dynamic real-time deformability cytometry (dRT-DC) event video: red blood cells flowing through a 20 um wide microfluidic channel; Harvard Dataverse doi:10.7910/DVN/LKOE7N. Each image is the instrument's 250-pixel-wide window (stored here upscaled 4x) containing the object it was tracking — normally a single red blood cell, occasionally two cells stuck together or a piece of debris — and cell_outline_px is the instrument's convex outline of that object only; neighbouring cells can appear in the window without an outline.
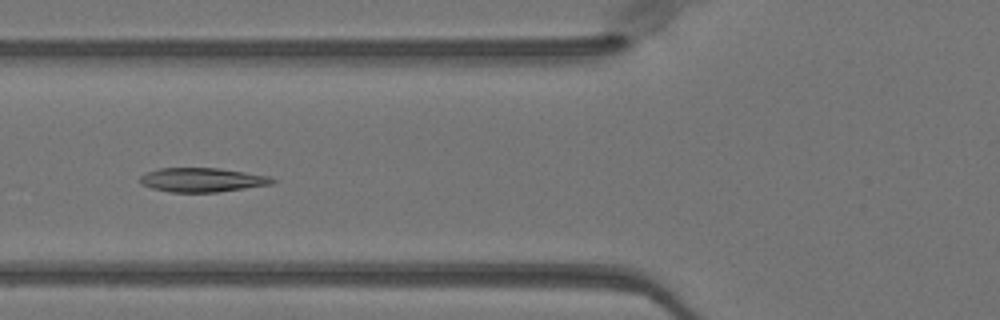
{"species": "Egyptian fruit bat (a non-hibernating species)", "species_latin": "Rousettus aegyptiacus", "temperature_condition": "warm", "stored_images_in_passage": 50, "camera_frame_rate_fps": 3000, "um_per_image_px": 0.085, "animal": {"sex": "female"}, "frame": {"image": 1, "passage_image": 19, "time_ms": 6.0, "image_size_px": [1000, 320], "cell_outline_px": [[276, 180], [272, 184], [216, 192], [172, 192], [152, 188], [140, 184], [140, 176], [148, 172], [160, 168], [220, 168], [272, 176]], "centroid_in_image_um": [17.21, 15.28], "position_along_channel_um": 108.6, "area_um2": 18.55}}
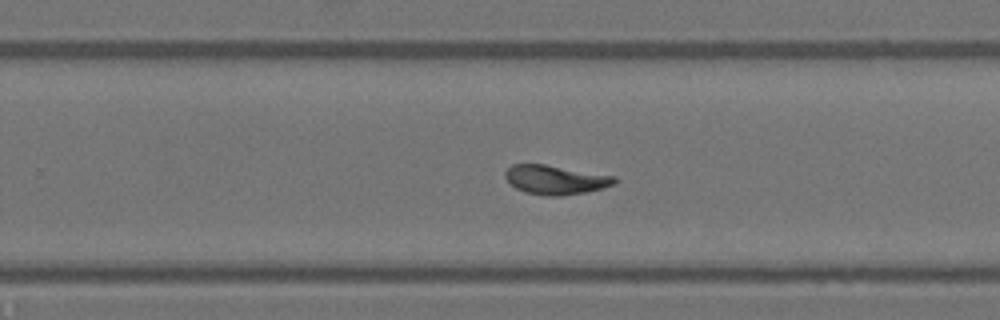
{"frame": {"image": 2, "passage_image": 32, "time_ms": 10.333, "image_size_px": [1000, 320], "cell_outline_px": [[616, 184], [584, 192], [560, 196], [548, 196], [524, 192], [516, 188], [504, 176], [504, 172], [512, 164], [544, 164], [616, 176]], "centroid_in_image_um": [47.2, 15.27], "position_along_channel_um": 282.6, "area_um2": 18.44}}
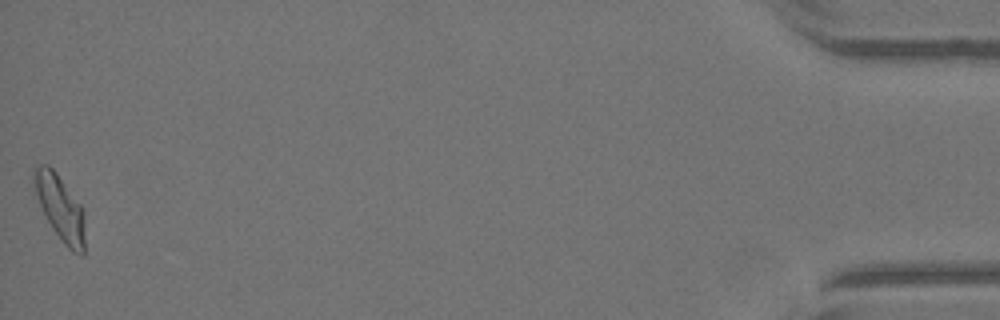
{"frame": {"image": 3, "passage_image": 50, "time_ms": 16.333, "image_size_px": [1000, 320], "cell_outline_px": [[84, 256], [80, 256], [72, 252], [60, 240], [52, 228], [36, 196], [32, 180], [32, 168], [40, 164], [48, 164], [56, 172], [80, 204], [84, 216]], "centroid_in_image_um": [5.09, 17.65], "position_along_channel_um": 430.1, "area_um2": 19.42}, "authors_computed_cell_mechanics": {"area_um2": 19.074, "velocity_mm_per_s": 4.0297, "shape_relaxation_time_tau1_ms": 9.7836, "shape_relaxation_time_tau2_ms": 1.2917, "deformation_change_tau1": 0.2914, "deformation_change_tau2": 0.0783}}